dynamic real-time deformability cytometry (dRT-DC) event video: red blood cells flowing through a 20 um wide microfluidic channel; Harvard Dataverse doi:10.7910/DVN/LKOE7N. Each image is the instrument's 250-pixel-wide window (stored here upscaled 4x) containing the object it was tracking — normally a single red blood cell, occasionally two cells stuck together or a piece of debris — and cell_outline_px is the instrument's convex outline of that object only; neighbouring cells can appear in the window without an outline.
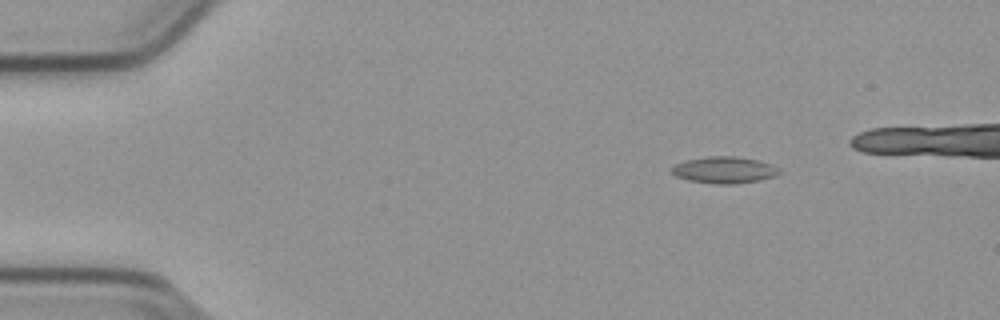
{"species": "common noctule bat (a hibernating species)", "species_latin": "Nyctalus noctula", "temperature_condition": "cold", "stored_images_in_passage": 48, "camera_frame_rate_fps": 3000, "um_per_image_px": 0.085, "animal": {"sex": "male", "body_mass_g": 23.1, "forearm_length_mm": 52.7}, "frame": {"image": 1, "passage_image": 8, "time_ms": 2.333, "image_size_px": [1000, 320], "cell_outline_px": [[784, 172], [776, 176], [760, 180], [732, 184], [720, 184], [688, 180], [676, 176], [672, 172], [672, 168], [676, 164], [688, 160], [708, 156], [736, 156], [760, 160], [772, 164], [780, 168]], "centroid_in_image_um": [61.66, 14.44], "position_along_channel_um": 23.3, "area_um2": 16.76}}
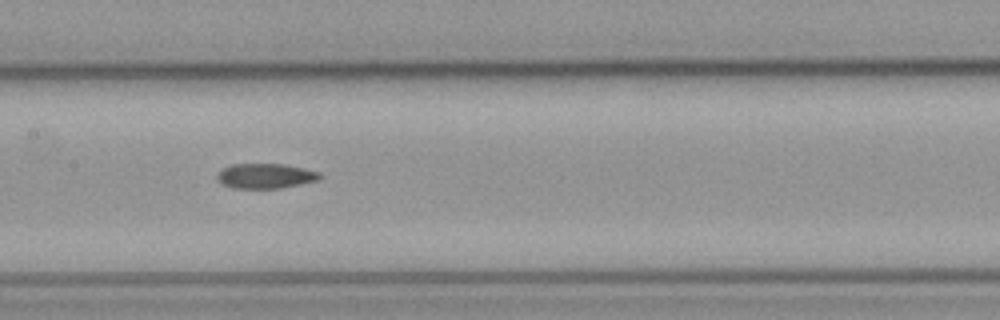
{"frame": {"image": 2, "passage_image": 27, "time_ms": 8.667, "image_size_px": [1000, 320], "cell_outline_px": [[324, 176], [320, 180], [280, 188], [232, 188], [220, 184], [216, 180], [216, 176], [224, 168], [232, 164], [284, 164], [304, 168], [320, 172]], "centroid_in_image_um": [22.59, 14.96], "position_along_channel_um": 184.8, "area_um2": 15.09}}
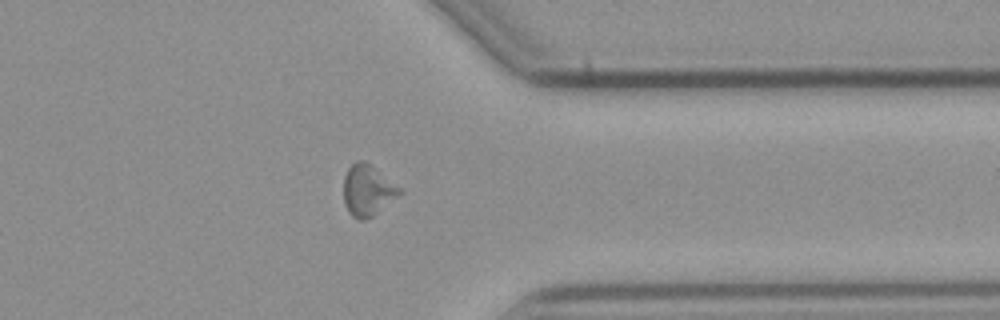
{"frame": {"image": 3, "passage_image": 43, "time_ms": 14.0, "image_size_px": [1000, 320], "cell_outline_px": [[404, 192], [372, 216], [364, 220], [360, 220], [352, 216], [348, 212], [344, 204], [344, 176], [348, 168], [356, 160], [364, 160], [376, 168], [400, 188]], "centroid_in_image_um": [31.23, 16.17], "position_along_channel_um": 380.2, "area_um2": 16.65}}